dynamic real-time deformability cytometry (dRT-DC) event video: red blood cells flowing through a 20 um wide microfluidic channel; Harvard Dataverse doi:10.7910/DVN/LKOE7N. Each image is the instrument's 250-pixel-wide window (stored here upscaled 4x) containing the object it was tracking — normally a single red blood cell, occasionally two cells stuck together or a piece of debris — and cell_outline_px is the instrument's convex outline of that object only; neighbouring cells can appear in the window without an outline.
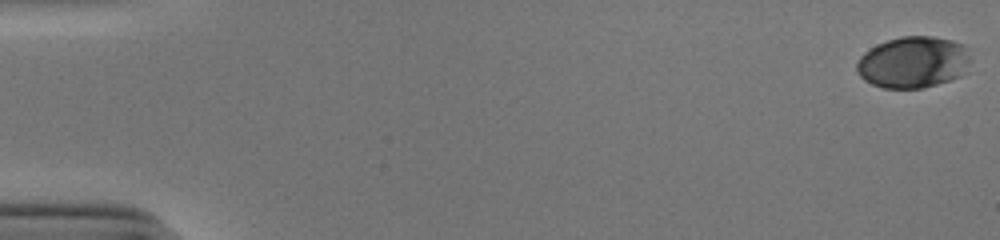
{"species": "human", "species_latin": "Homo sapiens", "temperature_condition": "cold", "stored_images_in_passage": 47, "camera_frame_rate_fps": 3000, "um_per_image_px": 0.085, "donor": {"sex": "male"}, "frame": {"image": 1, "passage_image": 1, "time_ms": 0.0, "image_size_px": [1000, 240], "cell_outline_px": [[968, 64], [960, 76], [924, 88], [884, 88], [872, 84], [864, 80], [856, 72], [856, 64], [860, 56], [864, 52], [876, 44], [900, 36], [932, 36], [952, 40], [964, 44], [968, 56]], "centroid_in_image_um": [77.57, 5.28], "position_along_channel_um": 7.4, "area_um2": 34.1}}
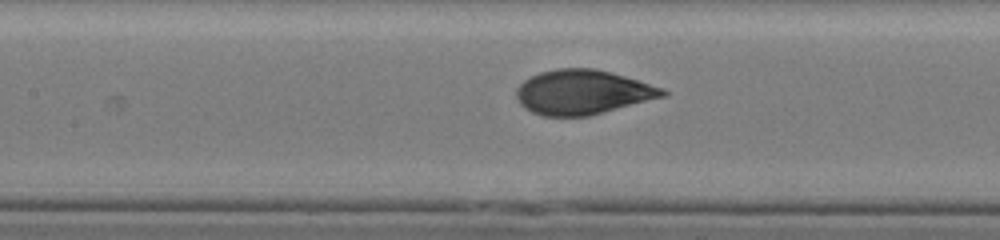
{"frame": {"image": 2, "passage_image": 26, "time_ms": 8.333, "image_size_px": [1000, 240], "cell_outline_px": [[668, 96], [588, 116], [544, 116], [532, 112], [524, 108], [520, 104], [516, 96], [516, 88], [524, 80], [540, 72], [556, 68], [596, 68], [612, 72], [664, 88], [668, 92]], "centroid_in_image_um": [49.55, 7.83], "position_along_channel_um": 157.9, "area_um2": 38.21}}
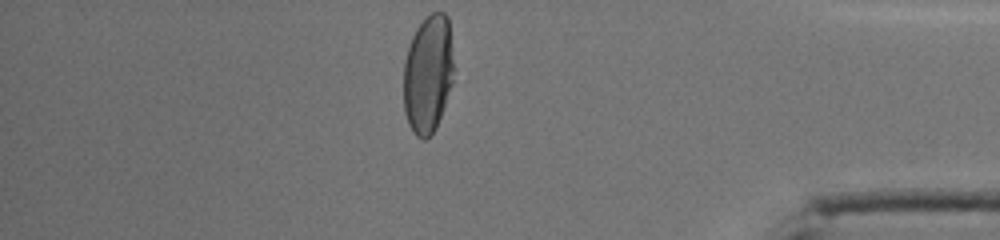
{"frame": {"image": 3, "passage_image": 47, "time_ms": 15.333, "image_size_px": [1000, 240], "cell_outline_px": [[452, 84], [436, 128], [424, 140], [416, 136], [412, 132], [408, 124], [404, 112], [404, 60], [412, 36], [416, 28], [432, 12], [444, 12], [448, 16], [452, 60]], "centroid_in_image_um": [36.36, 6.31], "position_along_channel_um": 398.8, "area_um2": 34.28}, "authors_computed_cell_mechanics": {"area_um2": 37.5122, "velocity_mm_per_s": 3.8806, "shape_relaxation_time_tau1_ms": 5.1074, "shape_relaxation_time_tau2_ms": null, "deformation_change_tau1": 0.2099, "deformation_change_tau2": null}}